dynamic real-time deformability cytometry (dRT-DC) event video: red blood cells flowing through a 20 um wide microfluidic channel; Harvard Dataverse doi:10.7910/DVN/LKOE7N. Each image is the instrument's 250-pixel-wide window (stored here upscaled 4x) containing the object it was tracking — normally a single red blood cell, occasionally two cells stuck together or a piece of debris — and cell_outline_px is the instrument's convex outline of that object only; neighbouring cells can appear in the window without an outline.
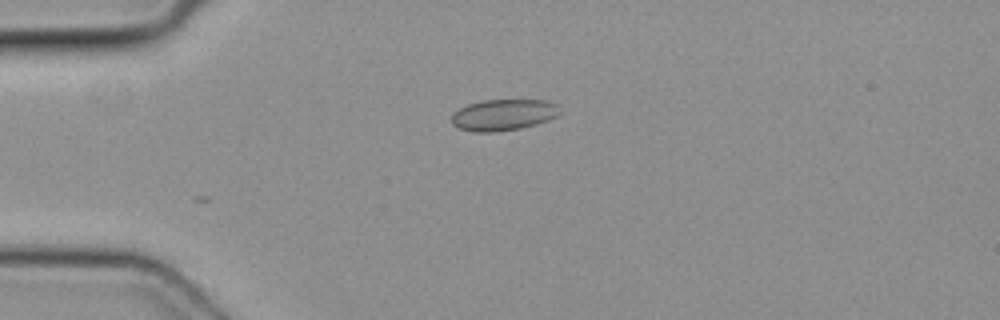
{"species": "common noctule bat (a hibernating species)", "species_latin": "Nyctalus noctula", "temperature_condition": "cold", "stored_images_in_passage": 32, "camera_frame_rate_fps": 3000, "um_per_image_px": 0.085, "animal": {"sex": "female", "body_mass_g": 19.3, "forearm_length_mm": 54.1}, "frame": {"image": 1, "passage_image": 1, "time_ms": 0.0, "image_size_px": [1000, 320], "cell_outline_px": [[564, 112], [560, 116], [536, 124], [520, 128], [492, 132], [476, 132], [460, 128], [452, 124], [452, 112], [468, 104], [484, 100], [548, 100], [556, 104]], "centroid_in_image_um": [42.85, 9.75], "position_along_channel_um": 42.2, "area_um2": 19.88}}
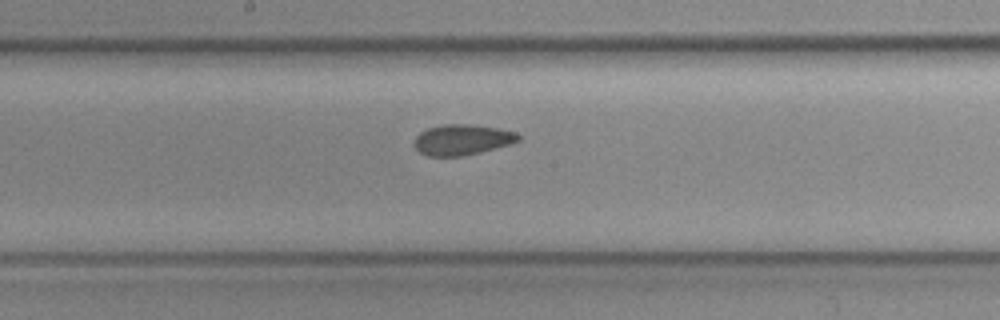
{"frame": {"image": 2, "passage_image": 15, "time_ms": 4.667, "image_size_px": [1000, 320], "cell_outline_px": [[520, 140], [508, 144], [480, 152], [464, 156], [428, 156], [420, 152], [412, 144], [416, 136], [420, 132], [428, 128], [444, 124], [468, 124], [496, 128], [516, 132], [520, 136]], "centroid_in_image_um": [39.24, 11.88], "position_along_channel_um": 209.0, "area_um2": 18.44}}
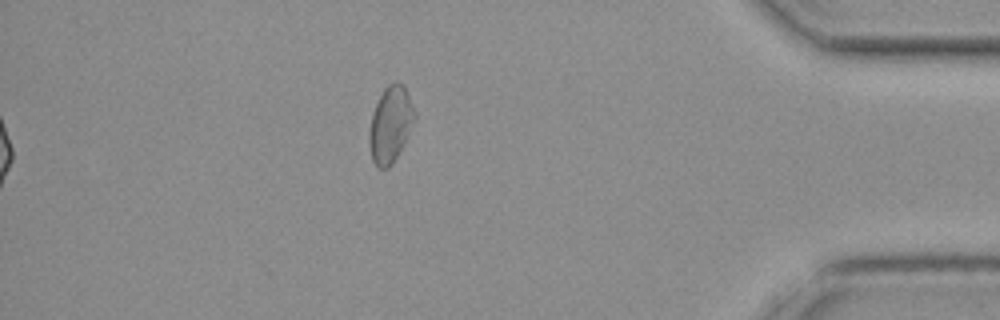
{"frame": {"image": 3, "passage_image": 32, "time_ms": 10.333, "image_size_px": [1000, 320], "cell_outline_px": [[416, 116], [392, 164], [388, 168], [376, 168], [372, 160], [368, 144], [368, 132], [372, 112], [384, 88], [388, 84], [396, 80], [404, 88], [408, 96]], "centroid_in_image_um": [33.12, 10.59], "position_along_channel_um": 402.1, "area_um2": 19.71}}